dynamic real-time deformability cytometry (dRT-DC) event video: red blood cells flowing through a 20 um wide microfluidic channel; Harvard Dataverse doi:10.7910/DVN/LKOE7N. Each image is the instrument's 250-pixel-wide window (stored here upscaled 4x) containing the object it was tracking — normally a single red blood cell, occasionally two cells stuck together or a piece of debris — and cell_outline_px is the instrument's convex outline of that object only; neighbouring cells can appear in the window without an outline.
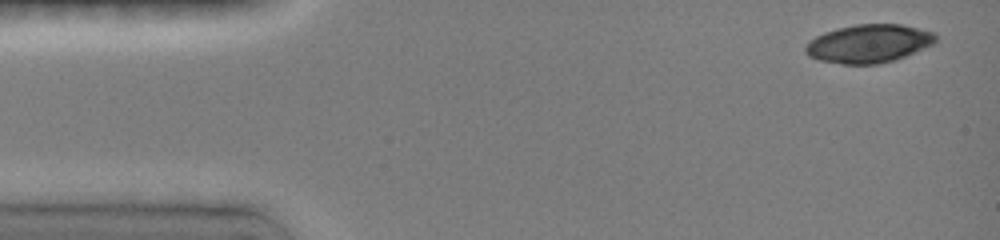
{"species": "common noctule bat (a hibernating species)", "species_latin": "Nyctalus noctula", "temperature_condition": "room temperature", "stored_images_in_passage": 5, "camera_frame_rate_fps": 3000, "um_per_image_px": 0.085, "animal": {"sex": "female", "body_mass_g": 19.0, "forearm_length_mm": 51.5}, "frame": {"image": 1, "passage_image": 1, "time_ms": 0.0, "image_size_px": [1000, 240], "cell_outline_px": [[936, 40], [932, 44], [924, 48], [904, 56], [880, 64], [840, 64], [820, 60], [808, 56], [804, 52], [804, 48], [816, 36], [824, 32], [856, 24], [900, 24], [920, 28], [936, 32]], "centroid_in_image_um": [73.85, 3.7], "position_along_channel_um": 11.1, "area_um2": 28.9}}